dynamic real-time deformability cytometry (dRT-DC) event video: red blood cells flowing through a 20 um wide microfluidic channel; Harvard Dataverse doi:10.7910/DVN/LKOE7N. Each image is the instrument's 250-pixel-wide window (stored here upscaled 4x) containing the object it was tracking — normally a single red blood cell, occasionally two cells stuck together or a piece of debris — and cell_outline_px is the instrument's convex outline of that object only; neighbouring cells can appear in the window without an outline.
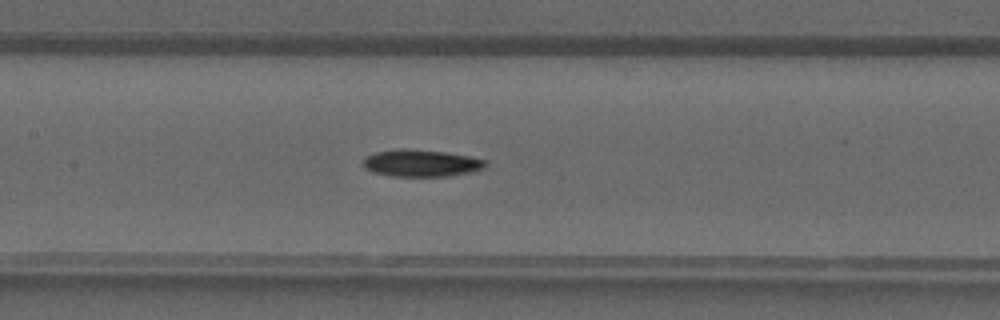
{"species": "common noctule bat (a hibernating species)", "species_latin": "Nyctalus noctula", "temperature_condition": "warm", "stored_images_in_passage": 28, "camera_frame_rate_fps": 3000, "um_per_image_px": 0.085, "animal": {"sex": "male", "forearm_length_mm": 52.5}, "frame": {"image": 1, "passage_image": 11, "time_ms": 3.333, "image_size_px": [1000, 320], "cell_outline_px": [[488, 164], [484, 168], [468, 172], [444, 176], [392, 176], [372, 172], [364, 168], [364, 160], [368, 156], [376, 152], [400, 148], [408, 148], [444, 152], [468, 156], [488, 160]], "centroid_in_image_um": [35.8, 13.86], "position_along_channel_um": 171.6, "area_um2": 19.13}}
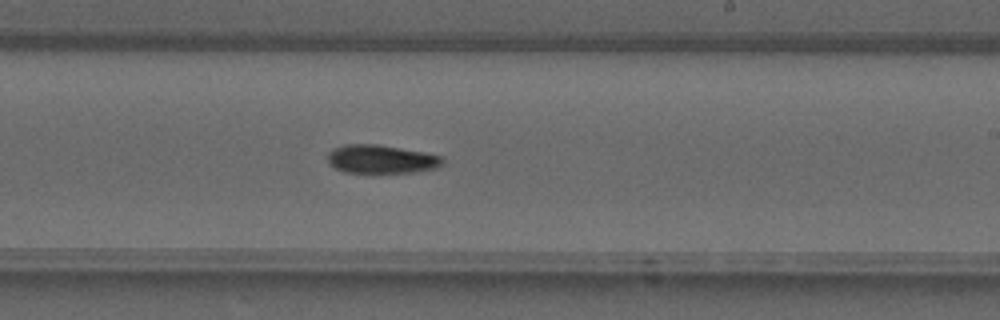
{"frame": {"image": 2, "passage_image": 16, "time_ms": 5.0, "image_size_px": [1000, 320], "cell_outline_px": [[444, 160], [436, 168], [412, 172], [344, 172], [328, 164], [328, 152], [332, 148], [344, 144], [380, 144], [424, 152], [440, 156]], "centroid_in_image_um": [32.35, 13.51], "position_along_channel_um": 256.7, "area_um2": 19.02}}
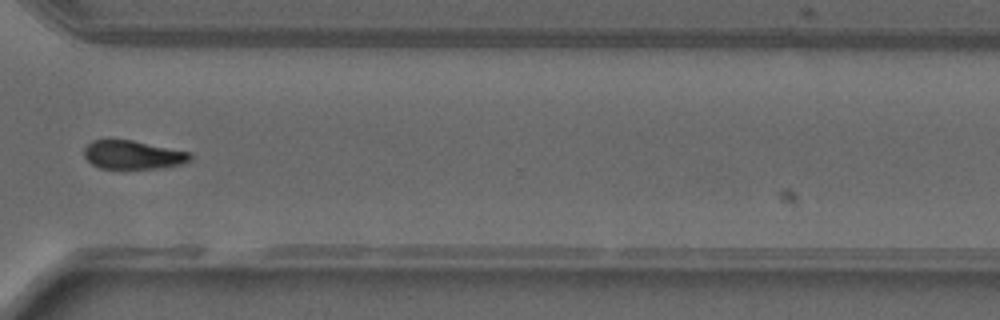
{"frame": {"image": 3, "passage_image": 22, "time_ms": 7.0, "image_size_px": [1000, 320], "cell_outline_px": [[192, 160], [184, 164], [160, 168], [100, 168], [92, 164], [84, 156], [84, 148], [92, 140], [132, 140], [192, 152]], "centroid_in_image_um": [11.35, 13.16], "position_along_channel_um": 359.2, "area_um2": 17.74}}